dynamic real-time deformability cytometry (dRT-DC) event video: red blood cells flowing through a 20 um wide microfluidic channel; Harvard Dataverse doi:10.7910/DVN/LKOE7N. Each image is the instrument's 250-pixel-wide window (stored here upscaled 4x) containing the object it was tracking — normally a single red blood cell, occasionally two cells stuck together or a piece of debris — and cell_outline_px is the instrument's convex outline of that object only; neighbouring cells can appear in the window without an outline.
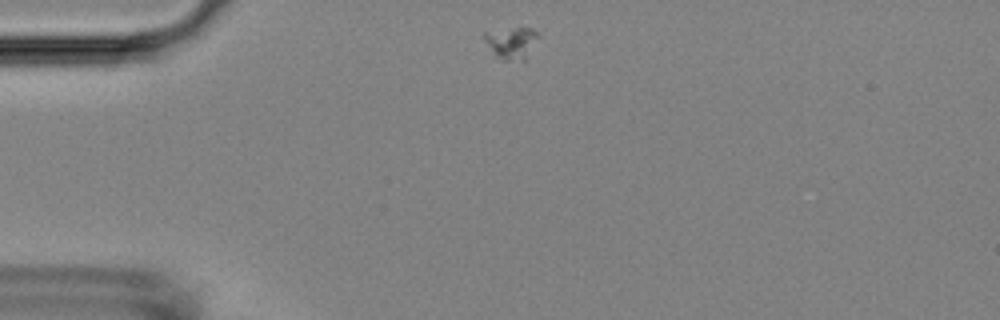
{"species": "Egyptian fruit bat (a non-hibernating species)", "species_latin": "Rousettus aegyptiacus", "temperature_condition": "room temperature", "stored_images_in_passage": 44, "camera_frame_rate_fps": 3000, "um_per_image_px": 0.085, "animal": {"sex": "female"}, "frame": {"image": 1, "passage_image": 1, "time_ms": 0.0, "image_size_px": [1000, 320], "cell_outline_px": [[540, 36], [528, 60], [504, 60], [496, 56], [484, 40], [484, 32], [516, 28], [532, 28], [540, 32]], "centroid_in_image_um": [43.57, 3.65], "position_along_channel_um": 41.4, "area_um2": 10.17}}
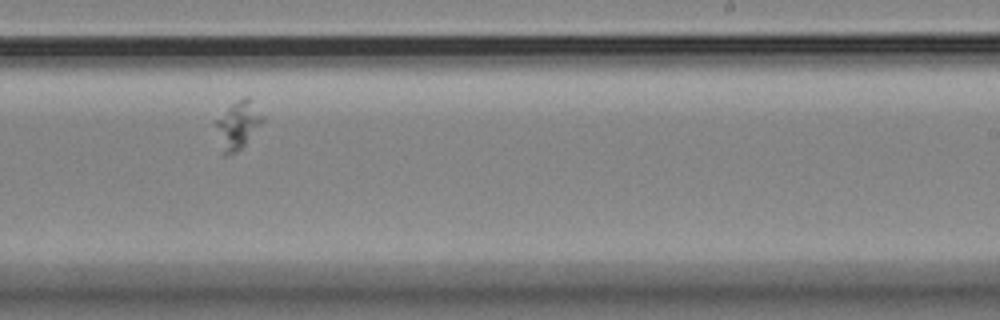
{"frame": {"image": 2, "passage_image": 23, "time_ms": 7.333, "image_size_px": [1000, 320], "cell_outline_px": [[264, 120], [244, 144], [236, 152], [224, 156], [212, 120], [232, 104], [244, 96], [248, 96]], "centroid_in_image_um": [20.14, 10.61], "position_along_channel_um": 268.9, "area_um2": 12.83}}
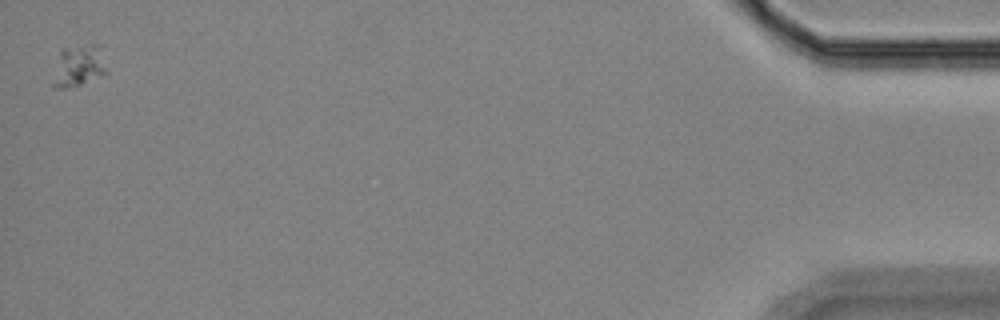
{"frame": {"image": 3, "passage_image": 44, "time_ms": 14.333, "image_size_px": [1000, 320], "cell_outline_px": [[108, 76], [80, 84], [64, 88], [52, 88], [52, 84], [60, 52], [64, 48], [88, 44], [104, 44], [108, 72]], "centroid_in_image_um": [6.83, 5.57], "position_along_channel_um": 428.4, "area_um2": 13.64}}